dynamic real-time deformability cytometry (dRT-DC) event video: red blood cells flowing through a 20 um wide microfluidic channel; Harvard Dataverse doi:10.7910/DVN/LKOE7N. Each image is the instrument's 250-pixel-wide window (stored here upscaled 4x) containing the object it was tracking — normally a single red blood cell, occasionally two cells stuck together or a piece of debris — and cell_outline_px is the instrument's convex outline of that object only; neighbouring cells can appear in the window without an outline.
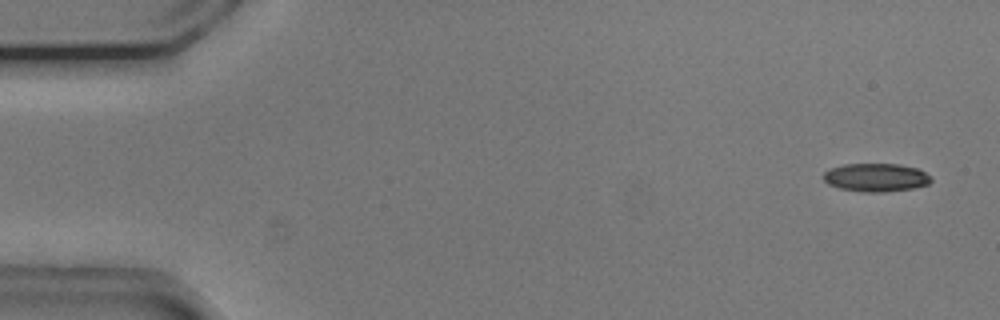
{"species": "common noctule bat (a hibernating species)", "species_latin": "Nyctalus noctula", "temperature_condition": "cold", "stored_images_in_passage": 55, "camera_frame_rate_fps": 3000, "um_per_image_px": 0.085, "animal": {"sex": "male", "body_mass_g": 20.5, "forearm_length_mm": 52.5}, "frame": {"image": 1, "passage_image": 3, "time_ms": 0.667, "image_size_px": [1000, 320], "cell_outline_px": [[932, 180], [928, 184], [912, 188], [884, 192], [864, 192], [840, 188], [828, 184], [824, 180], [824, 172], [832, 168], [844, 164], [896, 164], [916, 168], [924, 172]], "centroid_in_image_um": [74.43, 15.09], "position_along_channel_um": 10.6, "area_um2": 17.46}}
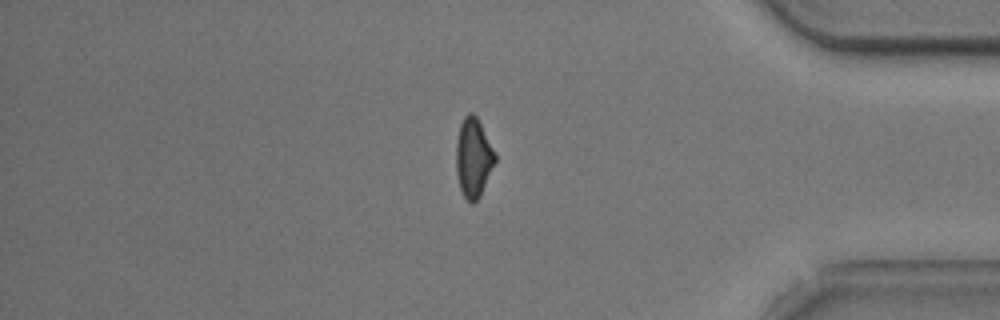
{"frame": {"image": 2, "passage_image": 46, "time_ms": 15.0, "image_size_px": [1000, 320], "cell_outline_px": [[496, 160], [480, 196], [472, 204], [464, 196], [460, 188], [456, 172], [456, 140], [460, 124], [464, 116], [468, 112], [472, 112], [476, 116], [496, 152]], "centroid_in_image_um": [40.23, 13.38], "position_along_channel_um": 395.0, "area_um2": 17.98}}
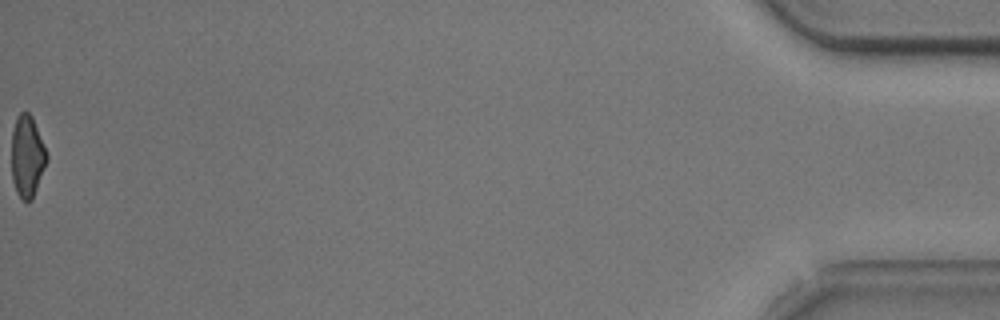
{"frame": {"image": 3, "passage_image": 55, "time_ms": 18.0, "image_size_px": [1000, 320], "cell_outline_px": [[48, 160], [32, 200], [28, 204], [16, 192], [12, 180], [12, 132], [16, 116], [20, 112], [28, 112], [32, 116], [48, 152]], "centroid_in_image_um": [2.33, 13.29], "position_along_channel_um": 432.9, "area_um2": 17.05}, "authors_computed_cell_mechanics": {"area_um2": 18.496, "velocity_mm_per_s": 3.7387, "shape_relaxation_time_tau1_ms": 5.0906, "shape_relaxation_time_tau2_ms": 6.8586, "deformation_change_tau1": 0.1242, "deformation_change_tau2": 0.1533}}